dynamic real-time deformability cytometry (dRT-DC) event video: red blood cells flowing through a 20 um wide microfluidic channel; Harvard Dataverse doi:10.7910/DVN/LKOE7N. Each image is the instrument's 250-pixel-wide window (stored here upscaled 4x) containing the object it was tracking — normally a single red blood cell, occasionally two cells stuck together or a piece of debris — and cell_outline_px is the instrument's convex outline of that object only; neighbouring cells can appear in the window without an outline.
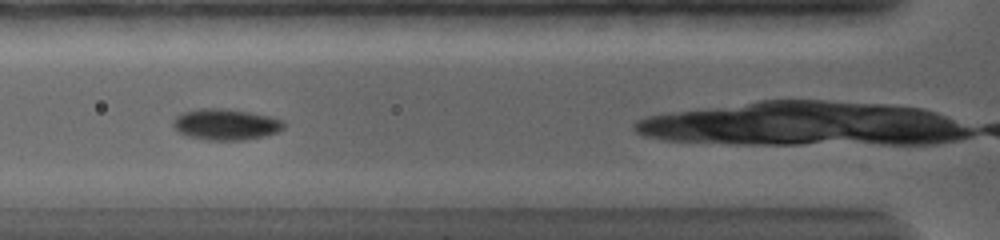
{"species": "common noctule bat (a hibernating species)", "species_latin": "Nyctalus noctula", "temperature_condition": "warm", "stored_images_in_passage": 26, "camera_frame_rate_fps": 5000, "um_per_image_px": 0.085, "animal": {"sex": "female", "body_mass_g": 19.0, "forearm_length_mm": 56.7}, "frame": {"image": 1, "passage_image": 3, "time_ms": 1.4, "image_size_px": [1000, 240], "cell_outline_px": [[284, 128], [276, 132], [264, 136], [248, 140], [208, 140], [188, 136], [180, 132], [172, 124], [172, 120], [176, 116], [184, 112], [200, 108], [224, 108], [248, 112], [268, 116], [284, 120]], "centroid_in_image_um": [19.19, 10.57], "position_along_channel_um": 106.6, "area_um2": 20.0}}
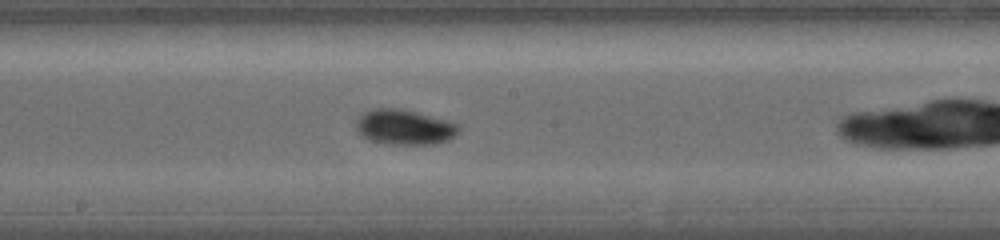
{"frame": {"image": 2, "passage_image": 9, "time_ms": 4.2, "image_size_px": [1000, 240], "cell_outline_px": [[460, 128], [448, 140], [432, 144], [392, 144], [372, 140], [364, 136], [356, 128], [356, 120], [364, 112], [376, 108], [400, 108], [416, 112], [460, 124]], "centroid_in_image_um": [34.38, 10.79], "position_along_channel_um": 213.8, "area_um2": 20.58}}
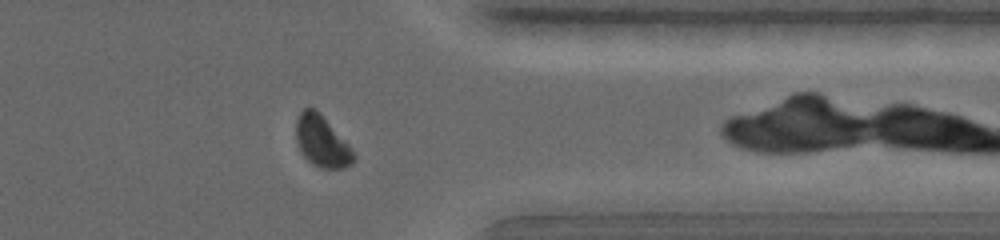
{"frame": {"image": 3, "passage_image": 19, "time_ms": 8.8, "image_size_px": [1000, 240], "cell_outline_px": [[356, 160], [352, 164], [344, 168], [320, 168], [312, 164], [304, 156], [296, 140], [296, 120], [300, 112], [304, 108], [316, 108], [352, 148], [356, 156]], "centroid_in_image_um": [27.38, 12.02], "position_along_channel_um": 384.0, "area_um2": 17.22}}